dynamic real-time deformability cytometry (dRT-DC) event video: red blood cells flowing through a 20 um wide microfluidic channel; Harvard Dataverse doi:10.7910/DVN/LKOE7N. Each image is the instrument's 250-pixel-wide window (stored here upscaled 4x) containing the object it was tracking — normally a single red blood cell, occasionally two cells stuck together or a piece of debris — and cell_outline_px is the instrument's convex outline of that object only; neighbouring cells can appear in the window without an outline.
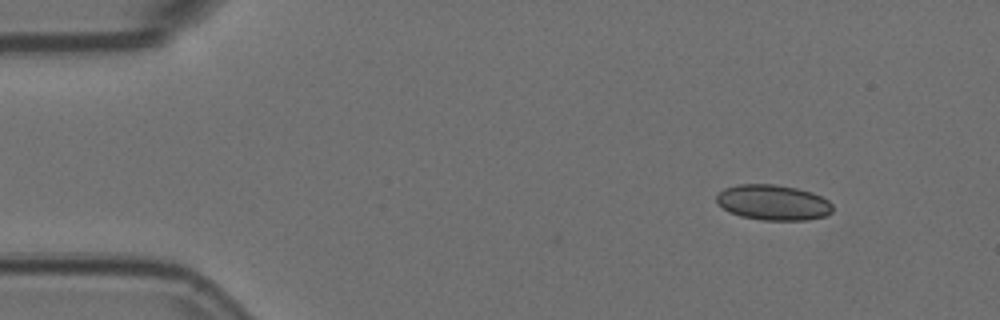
{"species": "Egyptian fruit bat (a non-hibernating species)", "species_latin": "Rousettus aegyptiacus", "temperature_condition": "room temperature", "stored_images_in_passage": 2, "camera_frame_rate_fps": 3000, "um_per_image_px": 0.085, "animal": {"sex": "female"}, "frame": {"image": 1, "passage_image": 2, "time_ms": 0.333, "image_size_px": [1000, 320], "cell_outline_px": [[832, 212], [824, 216], [808, 220], [760, 220], [740, 216], [728, 212], [716, 200], [716, 196], [724, 188], [740, 184], [776, 184], [796, 188], [812, 192], [828, 200], [832, 204]], "centroid_in_image_um": [65.72, 17.21], "position_along_channel_um": 19.3, "area_um2": 23.99}}